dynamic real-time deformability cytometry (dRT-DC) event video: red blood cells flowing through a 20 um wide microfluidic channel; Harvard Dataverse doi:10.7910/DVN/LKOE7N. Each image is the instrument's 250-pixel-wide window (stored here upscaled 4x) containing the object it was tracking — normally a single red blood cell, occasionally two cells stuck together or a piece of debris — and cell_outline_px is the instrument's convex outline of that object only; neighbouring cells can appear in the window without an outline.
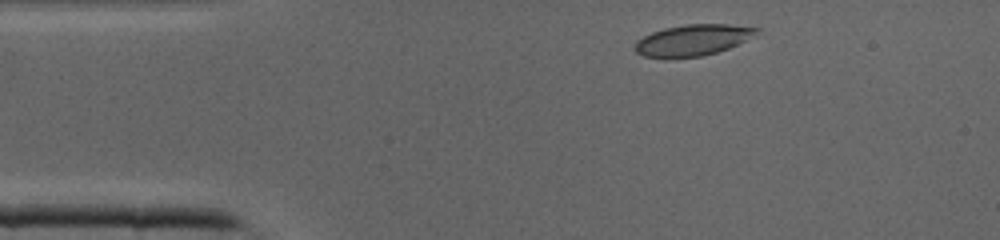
{"species": "common noctule bat (a hibernating species)", "species_latin": "Nyctalus noctula", "temperature_condition": "cold", "stored_images_in_passage": 35, "camera_frame_rate_fps": 3000, "um_per_image_px": 0.085, "animal": {"sex": "male", "body_mass_g": 19.0, "forearm_length_mm": 50.8}, "frame": {"image": 1, "passage_image": 1, "time_ms": 0.0, "image_size_px": [1000, 240], "cell_outline_px": [[760, 28], [756, 32], [744, 40], [728, 48], [716, 52], [700, 56], [644, 56], [636, 52], [632, 48], [636, 40], [652, 32], [664, 28], [688, 24], [728, 24]], "centroid_in_image_um": [58.82, 3.38], "position_along_channel_um": 26.2, "area_um2": 21.39}}
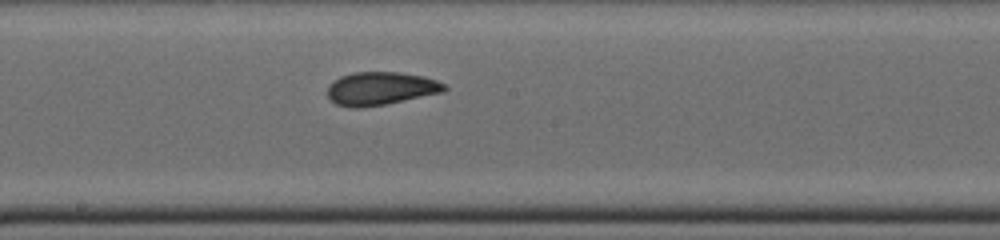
{"frame": {"image": 2, "passage_image": 16, "time_ms": 5.0, "image_size_px": [1000, 240], "cell_outline_px": [[448, 88], [444, 92], [384, 104], [360, 108], [352, 108], [336, 104], [328, 96], [328, 84], [332, 80], [340, 76], [352, 72], [400, 72], [424, 76], [436, 80], [444, 84]], "centroid_in_image_um": [32.34, 7.51], "position_along_channel_um": 215.9, "area_um2": 22.66}}
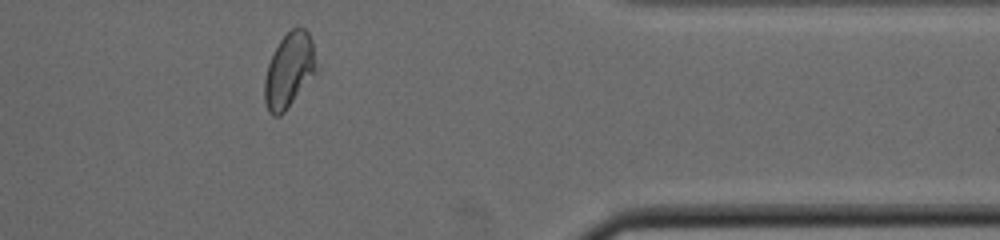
{"frame": {"image": 3, "passage_image": 28, "time_ms": 9.0, "image_size_px": [1000, 240], "cell_outline_px": [[320, 68], [284, 112], [280, 116], [272, 116], [268, 112], [264, 100], [264, 80], [268, 64], [280, 40], [296, 24], [304, 28], [308, 32], [312, 40]], "centroid_in_image_um": [24.61, 5.96], "position_along_channel_um": 386.8, "area_um2": 22.95}}